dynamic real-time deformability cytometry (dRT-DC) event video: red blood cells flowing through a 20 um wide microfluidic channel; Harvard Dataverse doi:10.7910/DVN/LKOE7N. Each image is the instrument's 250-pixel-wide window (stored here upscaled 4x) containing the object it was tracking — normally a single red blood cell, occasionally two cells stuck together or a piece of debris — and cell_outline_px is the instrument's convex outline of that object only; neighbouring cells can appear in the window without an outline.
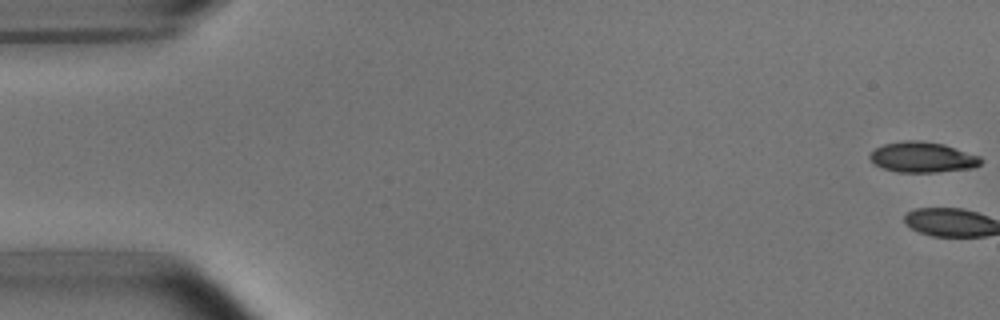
{"species": "common noctule bat (a hibernating species)", "species_latin": "Nyctalus noctula", "temperature_condition": "room temperature", "stored_images_in_passage": 2, "camera_frame_rate_fps": 3000, "um_per_image_px": 0.085, "animal": {"sex": "male", "body_mass_g": 15.6}, "frame": {"image": 1, "passage_image": 1, "time_ms": 0.0, "image_size_px": [1000, 320], "cell_outline_px": [[984, 160], [980, 164], [972, 168], [936, 172], [900, 172], [884, 168], [876, 164], [868, 156], [876, 148], [884, 144], [904, 140], [920, 140], [944, 144], [980, 156]], "centroid_in_image_um": [78.45, 13.35], "position_along_channel_um": 6.6, "area_um2": 19.59}}